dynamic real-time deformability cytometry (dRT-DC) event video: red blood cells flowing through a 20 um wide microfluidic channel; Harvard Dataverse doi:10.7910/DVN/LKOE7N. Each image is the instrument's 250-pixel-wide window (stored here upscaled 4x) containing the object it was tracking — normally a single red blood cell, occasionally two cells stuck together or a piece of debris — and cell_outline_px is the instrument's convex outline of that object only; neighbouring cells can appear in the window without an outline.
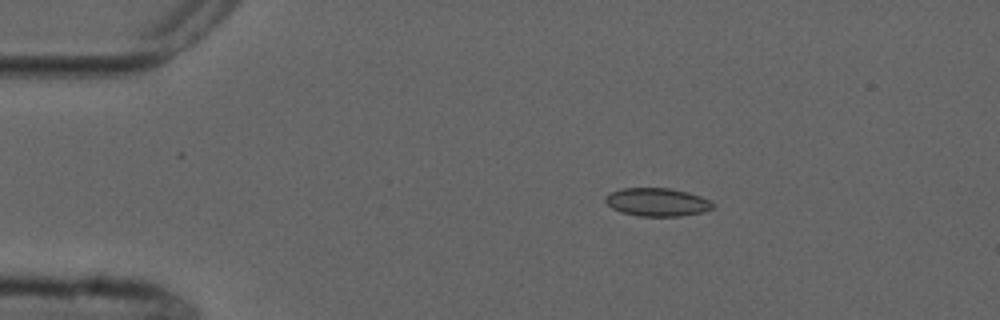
{"species": "common noctule bat (a hibernating species)", "species_latin": "Nyctalus noctula", "temperature_condition": "cold", "stored_images_in_passage": 7, "camera_frame_rate_fps": 3000, "um_per_image_px": 0.085, "animal": {"sex": "male", "forearm_length_mm": 52.5}, "frame": {"image": 1, "passage_image": 2, "time_ms": 2.667, "image_size_px": [1000, 320], "cell_outline_px": [[712, 208], [700, 212], [680, 216], [640, 216], [620, 212], [612, 208], [604, 200], [604, 196], [608, 192], [620, 188], [672, 188], [688, 192], [712, 200]], "centroid_in_image_um": [55.8, 17.16], "position_along_channel_um": 29.2, "area_um2": 17.74}}
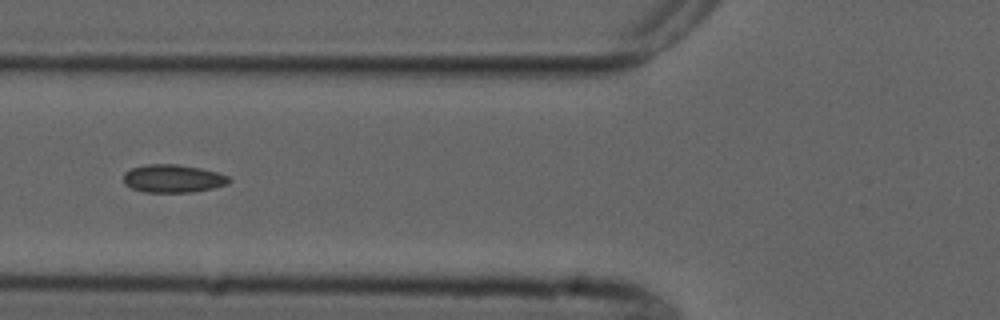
{"frame": {"image": 2, "passage_image": 5, "time_ms": 6.333, "image_size_px": [1000, 320], "cell_outline_px": [[232, 180], [228, 184], [212, 188], [192, 192], [144, 192], [132, 188], [124, 184], [124, 172], [132, 168], [148, 164], [176, 164], [200, 168], [216, 172], [228, 176]], "centroid_in_image_um": [14.7, 15.18], "position_along_channel_um": 111.1, "area_um2": 17.17}}
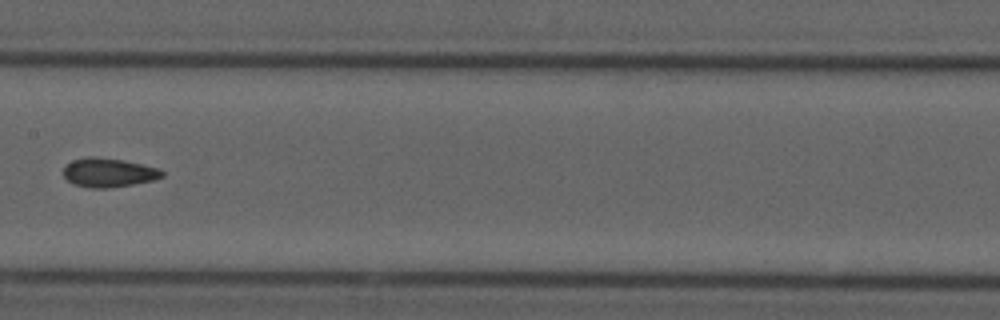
{"frame": {"image": 3, "passage_image": 7, "time_ms": 8.667, "image_size_px": [1000, 320], "cell_outline_px": [[164, 176], [152, 180], [132, 184], [108, 188], [88, 188], [72, 184], [64, 176], [64, 168], [72, 160], [88, 156], [96, 156], [124, 160], [160, 168], [164, 172]], "centroid_in_image_um": [9.23, 14.66], "position_along_channel_um": 198.2, "area_um2": 16.76}}